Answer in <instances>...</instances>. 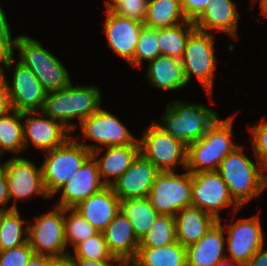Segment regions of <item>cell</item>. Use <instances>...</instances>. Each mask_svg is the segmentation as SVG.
<instances>
[{"mask_svg": "<svg viewBox=\"0 0 267 266\" xmlns=\"http://www.w3.org/2000/svg\"><path fill=\"white\" fill-rule=\"evenodd\" d=\"M14 48L18 49L20 60L29 68L47 92L61 90L72 83L69 71L41 43L29 36L19 35Z\"/></svg>", "mask_w": 267, "mask_h": 266, "instance_id": "5b68a950", "label": "cell"}, {"mask_svg": "<svg viewBox=\"0 0 267 266\" xmlns=\"http://www.w3.org/2000/svg\"><path fill=\"white\" fill-rule=\"evenodd\" d=\"M2 155V153L0 152V156ZM3 169V164L1 165V163H0V170H2Z\"/></svg>", "mask_w": 267, "mask_h": 266, "instance_id": "816d5d0a", "label": "cell"}, {"mask_svg": "<svg viewBox=\"0 0 267 266\" xmlns=\"http://www.w3.org/2000/svg\"><path fill=\"white\" fill-rule=\"evenodd\" d=\"M186 21L188 20L182 11L180 0H148L144 20L146 27H172Z\"/></svg>", "mask_w": 267, "mask_h": 266, "instance_id": "83f0119b", "label": "cell"}, {"mask_svg": "<svg viewBox=\"0 0 267 266\" xmlns=\"http://www.w3.org/2000/svg\"><path fill=\"white\" fill-rule=\"evenodd\" d=\"M262 166L257 167L238 146L227 154L217 172L228 186L233 200L242 207L267 187V175Z\"/></svg>", "mask_w": 267, "mask_h": 266, "instance_id": "7a4b0ae2", "label": "cell"}, {"mask_svg": "<svg viewBox=\"0 0 267 266\" xmlns=\"http://www.w3.org/2000/svg\"><path fill=\"white\" fill-rule=\"evenodd\" d=\"M8 181V196L16 200L27 199L36 194L49 197L42 175V167L37 168L34 163L21 157H13L3 164Z\"/></svg>", "mask_w": 267, "mask_h": 266, "instance_id": "7c38bea8", "label": "cell"}, {"mask_svg": "<svg viewBox=\"0 0 267 266\" xmlns=\"http://www.w3.org/2000/svg\"><path fill=\"white\" fill-rule=\"evenodd\" d=\"M106 184L102 181L95 159L90 156L67 181L57 193L62 191L58 207L74 208L84 199L104 189Z\"/></svg>", "mask_w": 267, "mask_h": 266, "instance_id": "ac0fdd59", "label": "cell"}, {"mask_svg": "<svg viewBox=\"0 0 267 266\" xmlns=\"http://www.w3.org/2000/svg\"><path fill=\"white\" fill-rule=\"evenodd\" d=\"M69 211H71L70 215H65ZM64 219L66 244L70 243L73 245V248L80 242L85 241L99 232L74 208H64Z\"/></svg>", "mask_w": 267, "mask_h": 266, "instance_id": "836d02e7", "label": "cell"}, {"mask_svg": "<svg viewBox=\"0 0 267 266\" xmlns=\"http://www.w3.org/2000/svg\"><path fill=\"white\" fill-rule=\"evenodd\" d=\"M144 23L118 16L106 8L104 33L108 40V47L120 57L130 62L135 54L136 45Z\"/></svg>", "mask_w": 267, "mask_h": 266, "instance_id": "d6986e66", "label": "cell"}, {"mask_svg": "<svg viewBox=\"0 0 267 266\" xmlns=\"http://www.w3.org/2000/svg\"><path fill=\"white\" fill-rule=\"evenodd\" d=\"M192 173L160 172L148 194L151 205L159 214L175 216L191 206Z\"/></svg>", "mask_w": 267, "mask_h": 266, "instance_id": "ba28073f", "label": "cell"}, {"mask_svg": "<svg viewBox=\"0 0 267 266\" xmlns=\"http://www.w3.org/2000/svg\"><path fill=\"white\" fill-rule=\"evenodd\" d=\"M7 189H8V181L6 178V173L2 169L0 170V205H1L0 212L17 208L16 204H13L10 208L7 209L3 207L7 205L10 200Z\"/></svg>", "mask_w": 267, "mask_h": 266, "instance_id": "7bdbcfd3", "label": "cell"}, {"mask_svg": "<svg viewBox=\"0 0 267 266\" xmlns=\"http://www.w3.org/2000/svg\"><path fill=\"white\" fill-rule=\"evenodd\" d=\"M26 266H48V255L34 254Z\"/></svg>", "mask_w": 267, "mask_h": 266, "instance_id": "c3c4849f", "label": "cell"}, {"mask_svg": "<svg viewBox=\"0 0 267 266\" xmlns=\"http://www.w3.org/2000/svg\"><path fill=\"white\" fill-rule=\"evenodd\" d=\"M24 220L21 219L17 208L0 212V251L11 249L28 242V228L23 230Z\"/></svg>", "mask_w": 267, "mask_h": 266, "instance_id": "1f68e13d", "label": "cell"}, {"mask_svg": "<svg viewBox=\"0 0 267 266\" xmlns=\"http://www.w3.org/2000/svg\"><path fill=\"white\" fill-rule=\"evenodd\" d=\"M120 210L128 217L133 231L140 240L151 228L159 213L148 198L121 200Z\"/></svg>", "mask_w": 267, "mask_h": 266, "instance_id": "f1b7e54d", "label": "cell"}, {"mask_svg": "<svg viewBox=\"0 0 267 266\" xmlns=\"http://www.w3.org/2000/svg\"><path fill=\"white\" fill-rule=\"evenodd\" d=\"M218 220L195 244L186 247L187 266H215L226 258L224 227Z\"/></svg>", "mask_w": 267, "mask_h": 266, "instance_id": "603a6c76", "label": "cell"}, {"mask_svg": "<svg viewBox=\"0 0 267 266\" xmlns=\"http://www.w3.org/2000/svg\"><path fill=\"white\" fill-rule=\"evenodd\" d=\"M195 30L194 22L190 20L176 26L158 28L160 55L170 56L180 60L183 56L187 40Z\"/></svg>", "mask_w": 267, "mask_h": 266, "instance_id": "f546056e", "label": "cell"}, {"mask_svg": "<svg viewBox=\"0 0 267 266\" xmlns=\"http://www.w3.org/2000/svg\"><path fill=\"white\" fill-rule=\"evenodd\" d=\"M28 228V242L35 254L62 256L68 254L65 240L64 208L41 214Z\"/></svg>", "mask_w": 267, "mask_h": 266, "instance_id": "8fae6325", "label": "cell"}, {"mask_svg": "<svg viewBox=\"0 0 267 266\" xmlns=\"http://www.w3.org/2000/svg\"><path fill=\"white\" fill-rule=\"evenodd\" d=\"M102 233L113 256L130 264L136 257L139 240L128 217L120 210Z\"/></svg>", "mask_w": 267, "mask_h": 266, "instance_id": "7402d4cb", "label": "cell"}, {"mask_svg": "<svg viewBox=\"0 0 267 266\" xmlns=\"http://www.w3.org/2000/svg\"><path fill=\"white\" fill-rule=\"evenodd\" d=\"M245 266L244 264L240 262H236L233 260H230L229 258H224L220 260L215 266Z\"/></svg>", "mask_w": 267, "mask_h": 266, "instance_id": "681fc988", "label": "cell"}, {"mask_svg": "<svg viewBox=\"0 0 267 266\" xmlns=\"http://www.w3.org/2000/svg\"><path fill=\"white\" fill-rule=\"evenodd\" d=\"M233 117L218 119L206 134L187 146L186 169L191 173L217 170L224 157L238 145L232 142Z\"/></svg>", "mask_w": 267, "mask_h": 266, "instance_id": "3957f363", "label": "cell"}, {"mask_svg": "<svg viewBox=\"0 0 267 266\" xmlns=\"http://www.w3.org/2000/svg\"><path fill=\"white\" fill-rule=\"evenodd\" d=\"M161 171L139 154L126 172L111 184L120 200L147 198Z\"/></svg>", "mask_w": 267, "mask_h": 266, "instance_id": "e0dca14e", "label": "cell"}, {"mask_svg": "<svg viewBox=\"0 0 267 266\" xmlns=\"http://www.w3.org/2000/svg\"><path fill=\"white\" fill-rule=\"evenodd\" d=\"M138 141L140 154L161 172L175 171L177 164L183 165L186 169L187 146L168 134L155 121Z\"/></svg>", "mask_w": 267, "mask_h": 266, "instance_id": "52a82bcc", "label": "cell"}, {"mask_svg": "<svg viewBox=\"0 0 267 266\" xmlns=\"http://www.w3.org/2000/svg\"><path fill=\"white\" fill-rule=\"evenodd\" d=\"M13 115H11V113ZM22 112L11 110L0 116V152L19 153L24 148Z\"/></svg>", "mask_w": 267, "mask_h": 266, "instance_id": "4dcf8cb0", "label": "cell"}, {"mask_svg": "<svg viewBox=\"0 0 267 266\" xmlns=\"http://www.w3.org/2000/svg\"><path fill=\"white\" fill-rule=\"evenodd\" d=\"M148 0H107L106 8L121 17L144 23Z\"/></svg>", "mask_w": 267, "mask_h": 266, "instance_id": "8d00e7d4", "label": "cell"}, {"mask_svg": "<svg viewBox=\"0 0 267 266\" xmlns=\"http://www.w3.org/2000/svg\"><path fill=\"white\" fill-rule=\"evenodd\" d=\"M0 38L13 39L11 36L10 25L6 18L5 11L0 6Z\"/></svg>", "mask_w": 267, "mask_h": 266, "instance_id": "7dc6e473", "label": "cell"}, {"mask_svg": "<svg viewBox=\"0 0 267 266\" xmlns=\"http://www.w3.org/2000/svg\"><path fill=\"white\" fill-rule=\"evenodd\" d=\"M72 136L61 146L46 151V159L42 163L43 183L49 198L70 180L91 156V152L76 142Z\"/></svg>", "mask_w": 267, "mask_h": 266, "instance_id": "8992f818", "label": "cell"}, {"mask_svg": "<svg viewBox=\"0 0 267 266\" xmlns=\"http://www.w3.org/2000/svg\"><path fill=\"white\" fill-rule=\"evenodd\" d=\"M75 266H114L113 263L118 265L116 266H127L122 260H88L83 258H74ZM120 264V265H119Z\"/></svg>", "mask_w": 267, "mask_h": 266, "instance_id": "ee69618b", "label": "cell"}, {"mask_svg": "<svg viewBox=\"0 0 267 266\" xmlns=\"http://www.w3.org/2000/svg\"><path fill=\"white\" fill-rule=\"evenodd\" d=\"M80 127L85 138L102 146L139 144L117 117L102 108L82 121Z\"/></svg>", "mask_w": 267, "mask_h": 266, "instance_id": "9a60e30c", "label": "cell"}, {"mask_svg": "<svg viewBox=\"0 0 267 266\" xmlns=\"http://www.w3.org/2000/svg\"><path fill=\"white\" fill-rule=\"evenodd\" d=\"M261 11L267 16V0H260Z\"/></svg>", "mask_w": 267, "mask_h": 266, "instance_id": "f907efd6", "label": "cell"}, {"mask_svg": "<svg viewBox=\"0 0 267 266\" xmlns=\"http://www.w3.org/2000/svg\"><path fill=\"white\" fill-rule=\"evenodd\" d=\"M176 238L183 246L197 243L218 220L211 214L197 207H186L174 216Z\"/></svg>", "mask_w": 267, "mask_h": 266, "instance_id": "d4e9b609", "label": "cell"}, {"mask_svg": "<svg viewBox=\"0 0 267 266\" xmlns=\"http://www.w3.org/2000/svg\"><path fill=\"white\" fill-rule=\"evenodd\" d=\"M81 144L91 152V156L95 159L99 174L101 178H103L106 186H111L115 180L123 175L140 154L139 144L109 146L102 159L98 160L97 158H99V154H101L102 147L99 146L98 148L95 144ZM112 176L114 177L113 181L111 180Z\"/></svg>", "mask_w": 267, "mask_h": 266, "instance_id": "ffe728a7", "label": "cell"}, {"mask_svg": "<svg viewBox=\"0 0 267 266\" xmlns=\"http://www.w3.org/2000/svg\"><path fill=\"white\" fill-rule=\"evenodd\" d=\"M8 81L6 80L12 110L22 113L42 111L48 92L33 71L18 61L11 81L13 85H9Z\"/></svg>", "mask_w": 267, "mask_h": 266, "instance_id": "4fadbf2b", "label": "cell"}, {"mask_svg": "<svg viewBox=\"0 0 267 266\" xmlns=\"http://www.w3.org/2000/svg\"><path fill=\"white\" fill-rule=\"evenodd\" d=\"M74 252L75 256H73V258H83L96 261L121 260L120 258L113 256V254L109 251L102 232H98L96 235H93L85 241L77 244L74 247Z\"/></svg>", "mask_w": 267, "mask_h": 266, "instance_id": "e575fe53", "label": "cell"}, {"mask_svg": "<svg viewBox=\"0 0 267 266\" xmlns=\"http://www.w3.org/2000/svg\"><path fill=\"white\" fill-rule=\"evenodd\" d=\"M121 200L110 186L80 202L74 209L99 232H103L120 212Z\"/></svg>", "mask_w": 267, "mask_h": 266, "instance_id": "44dd1931", "label": "cell"}, {"mask_svg": "<svg viewBox=\"0 0 267 266\" xmlns=\"http://www.w3.org/2000/svg\"><path fill=\"white\" fill-rule=\"evenodd\" d=\"M175 242H177L175 217L159 214L152 228L139 240L138 248H158Z\"/></svg>", "mask_w": 267, "mask_h": 266, "instance_id": "d6a6232c", "label": "cell"}, {"mask_svg": "<svg viewBox=\"0 0 267 266\" xmlns=\"http://www.w3.org/2000/svg\"><path fill=\"white\" fill-rule=\"evenodd\" d=\"M239 16L236 4L231 0H210L194 25L199 31L208 33L209 29H216L236 39Z\"/></svg>", "mask_w": 267, "mask_h": 266, "instance_id": "cb8c5ba5", "label": "cell"}, {"mask_svg": "<svg viewBox=\"0 0 267 266\" xmlns=\"http://www.w3.org/2000/svg\"><path fill=\"white\" fill-rule=\"evenodd\" d=\"M36 114L46 116V119L34 117ZM22 119L25 120L23 123L25 149L31 142L37 149H43L46 152L63 145L71 137L68 136L70 130L61 122L51 119L42 112H23Z\"/></svg>", "mask_w": 267, "mask_h": 266, "instance_id": "2e32d148", "label": "cell"}, {"mask_svg": "<svg viewBox=\"0 0 267 266\" xmlns=\"http://www.w3.org/2000/svg\"><path fill=\"white\" fill-rule=\"evenodd\" d=\"M213 35L195 30L188 38L180 61L183 65L187 83L195 75L208 93L212 96V85L215 66Z\"/></svg>", "mask_w": 267, "mask_h": 266, "instance_id": "9c48e42d", "label": "cell"}, {"mask_svg": "<svg viewBox=\"0 0 267 266\" xmlns=\"http://www.w3.org/2000/svg\"><path fill=\"white\" fill-rule=\"evenodd\" d=\"M160 55L158 46V28L144 26L137 45L133 59L129 62L132 66L140 67L143 60L149 62Z\"/></svg>", "mask_w": 267, "mask_h": 266, "instance_id": "d590c367", "label": "cell"}, {"mask_svg": "<svg viewBox=\"0 0 267 266\" xmlns=\"http://www.w3.org/2000/svg\"><path fill=\"white\" fill-rule=\"evenodd\" d=\"M252 133V146L258 166L267 171V122L262 121L258 126L249 128Z\"/></svg>", "mask_w": 267, "mask_h": 266, "instance_id": "74e56055", "label": "cell"}, {"mask_svg": "<svg viewBox=\"0 0 267 266\" xmlns=\"http://www.w3.org/2000/svg\"><path fill=\"white\" fill-rule=\"evenodd\" d=\"M152 86L177 90L187 85L182 62L174 57L159 55L148 65L146 74Z\"/></svg>", "mask_w": 267, "mask_h": 266, "instance_id": "484cf974", "label": "cell"}, {"mask_svg": "<svg viewBox=\"0 0 267 266\" xmlns=\"http://www.w3.org/2000/svg\"><path fill=\"white\" fill-rule=\"evenodd\" d=\"M218 119L217 113L206 106L179 100L167 105L159 126L188 146L201 139Z\"/></svg>", "mask_w": 267, "mask_h": 266, "instance_id": "277c9868", "label": "cell"}, {"mask_svg": "<svg viewBox=\"0 0 267 266\" xmlns=\"http://www.w3.org/2000/svg\"><path fill=\"white\" fill-rule=\"evenodd\" d=\"M245 266H267V249L260 248Z\"/></svg>", "mask_w": 267, "mask_h": 266, "instance_id": "bcb514c9", "label": "cell"}, {"mask_svg": "<svg viewBox=\"0 0 267 266\" xmlns=\"http://www.w3.org/2000/svg\"><path fill=\"white\" fill-rule=\"evenodd\" d=\"M228 237L226 239L227 251L230 260L244 265L264 245V233L260 224L259 215L250 218H240L235 223L227 225Z\"/></svg>", "mask_w": 267, "mask_h": 266, "instance_id": "5bb4252c", "label": "cell"}, {"mask_svg": "<svg viewBox=\"0 0 267 266\" xmlns=\"http://www.w3.org/2000/svg\"><path fill=\"white\" fill-rule=\"evenodd\" d=\"M48 266H75L73 255L48 256Z\"/></svg>", "mask_w": 267, "mask_h": 266, "instance_id": "f6af8a7d", "label": "cell"}, {"mask_svg": "<svg viewBox=\"0 0 267 266\" xmlns=\"http://www.w3.org/2000/svg\"><path fill=\"white\" fill-rule=\"evenodd\" d=\"M127 266H187L186 248L178 241L158 248H138Z\"/></svg>", "mask_w": 267, "mask_h": 266, "instance_id": "4316f807", "label": "cell"}, {"mask_svg": "<svg viewBox=\"0 0 267 266\" xmlns=\"http://www.w3.org/2000/svg\"><path fill=\"white\" fill-rule=\"evenodd\" d=\"M17 38L14 39H3L0 38V76H4V69L1 66V63L3 66L7 68H11V65L13 64V55H14V44Z\"/></svg>", "mask_w": 267, "mask_h": 266, "instance_id": "ab89813d", "label": "cell"}, {"mask_svg": "<svg viewBox=\"0 0 267 266\" xmlns=\"http://www.w3.org/2000/svg\"><path fill=\"white\" fill-rule=\"evenodd\" d=\"M210 0H180L181 7L187 20L195 21L206 9Z\"/></svg>", "mask_w": 267, "mask_h": 266, "instance_id": "60d3db41", "label": "cell"}, {"mask_svg": "<svg viewBox=\"0 0 267 266\" xmlns=\"http://www.w3.org/2000/svg\"><path fill=\"white\" fill-rule=\"evenodd\" d=\"M11 110L6 77L5 75L0 76V116L7 114Z\"/></svg>", "mask_w": 267, "mask_h": 266, "instance_id": "b9f144b4", "label": "cell"}, {"mask_svg": "<svg viewBox=\"0 0 267 266\" xmlns=\"http://www.w3.org/2000/svg\"><path fill=\"white\" fill-rule=\"evenodd\" d=\"M34 254L29 242L0 251V266H26Z\"/></svg>", "mask_w": 267, "mask_h": 266, "instance_id": "f35d334b", "label": "cell"}, {"mask_svg": "<svg viewBox=\"0 0 267 266\" xmlns=\"http://www.w3.org/2000/svg\"><path fill=\"white\" fill-rule=\"evenodd\" d=\"M191 206L202 209L217 220L220 219L219 209L233 206L237 212L241 208L231 197L217 170L192 173Z\"/></svg>", "mask_w": 267, "mask_h": 266, "instance_id": "30bf717a", "label": "cell"}, {"mask_svg": "<svg viewBox=\"0 0 267 266\" xmlns=\"http://www.w3.org/2000/svg\"><path fill=\"white\" fill-rule=\"evenodd\" d=\"M101 90L96 86H73L72 83L61 90L48 92L42 113L51 119L61 122L73 131L76 124H68L76 117L80 123L100 108Z\"/></svg>", "mask_w": 267, "mask_h": 266, "instance_id": "6da1fadb", "label": "cell"}]
</instances>
